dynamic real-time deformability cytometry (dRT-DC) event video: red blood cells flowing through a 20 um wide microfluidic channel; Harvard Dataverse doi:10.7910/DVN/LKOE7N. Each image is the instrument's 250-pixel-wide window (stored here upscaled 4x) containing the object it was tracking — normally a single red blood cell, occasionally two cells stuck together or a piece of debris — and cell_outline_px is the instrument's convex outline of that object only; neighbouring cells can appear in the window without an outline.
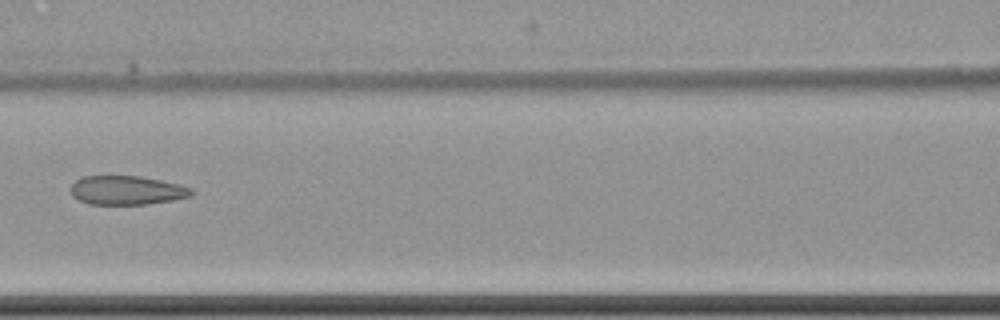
{"species": "common noctule bat (a hibernating species)", "species_latin": "Nyctalus noctula", "temperature_condition": "cold", "stored_images_in_passage": 7, "camera_frame_rate_fps": 3000, "um_per_image_px": 0.085, "animal": {"sex": "female", "body_mass_g": 22.7, "forearm_length_mm": 54.2}, "frame": {"image": 1, "passage_image": 7, "time_ms": 8.667, "image_size_px": [1000, 320], "cell_outline_px": [[196, 192], [192, 196], [172, 200], [148, 204], [88, 204], [72, 196], [68, 188], [76, 180], [84, 176], [140, 176], [160, 180], [192, 188]], "centroid_in_image_um": [10.76, 16.17], "position_along_channel_um": 155.8, "area_um2": 20.46}}